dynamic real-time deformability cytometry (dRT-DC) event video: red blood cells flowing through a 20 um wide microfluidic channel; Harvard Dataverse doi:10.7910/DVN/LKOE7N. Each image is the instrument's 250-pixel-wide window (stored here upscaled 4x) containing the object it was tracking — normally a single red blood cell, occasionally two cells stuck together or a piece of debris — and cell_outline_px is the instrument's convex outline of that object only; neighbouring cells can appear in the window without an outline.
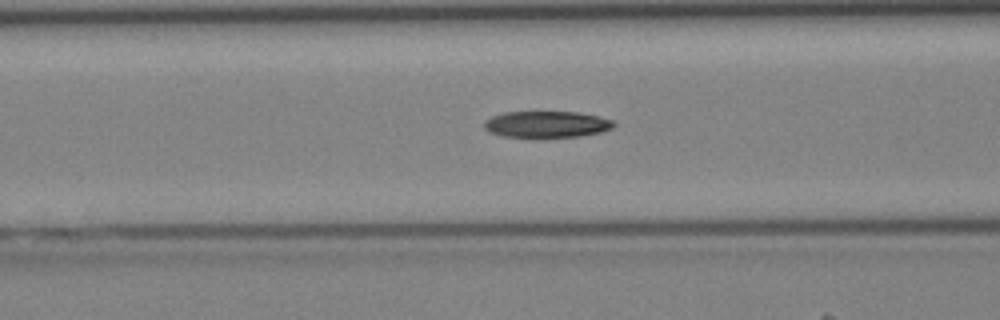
{"species": "Egyptian fruit bat (a non-hibernating species)", "species_latin": "Rousettus aegyptiacus", "temperature_condition": "cold", "stored_images_in_passage": 28, "camera_frame_rate_fps": 3000, "um_per_image_px": 0.085, "animal": {"sex": "female"}, "frame": {"image": 1, "passage_image": 7, "time_ms": 2.0, "image_size_px": [1000, 320], "cell_outline_px": [[616, 124], [612, 128], [604, 132], [580, 136], [504, 136], [492, 132], [484, 128], [484, 120], [492, 116], [504, 112], [576, 112], [596, 116], [612, 120]], "centroid_in_image_um": [46.49, 10.55], "position_along_channel_um": 120.1, "area_um2": 19.59}}
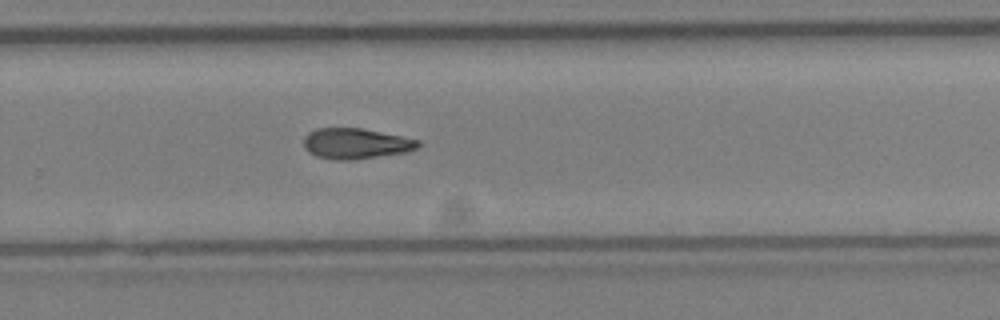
{"frame": {"image": 2, "passage_image": 18, "time_ms": 5.667, "image_size_px": [1000, 320], "cell_outline_px": [[420, 144], [416, 148], [404, 152], [348, 160], [340, 160], [316, 156], [308, 152], [304, 148], [304, 136], [308, 132], [316, 128], [360, 128], [420, 140]], "centroid_in_image_um": [30.18, 12.19], "position_along_channel_um": 299.6, "area_um2": 20.06}}
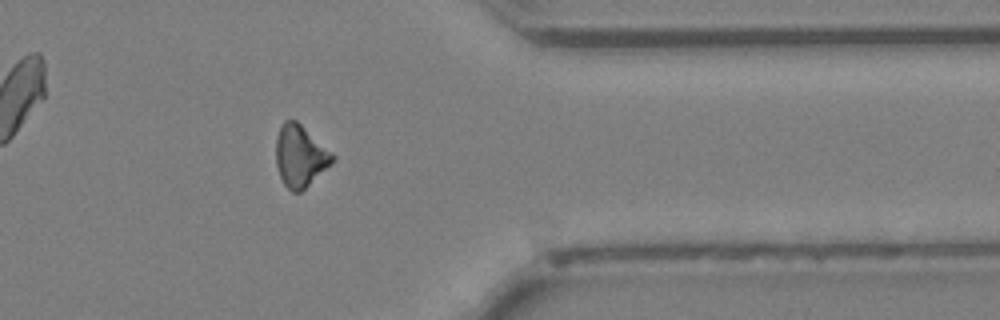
{"frame": {"image": 3, "passage_image": 24, "time_ms": 7.667, "image_size_px": [1000, 320], "cell_outline_px": [[336, 160], [332, 164], [300, 192], [292, 192], [284, 184], [280, 176], [276, 164], [276, 136], [284, 120], [296, 120], [332, 152], [336, 156]], "centroid_in_image_um": [25.52, 13.26], "position_along_channel_um": 385.9, "area_um2": 20.29}}